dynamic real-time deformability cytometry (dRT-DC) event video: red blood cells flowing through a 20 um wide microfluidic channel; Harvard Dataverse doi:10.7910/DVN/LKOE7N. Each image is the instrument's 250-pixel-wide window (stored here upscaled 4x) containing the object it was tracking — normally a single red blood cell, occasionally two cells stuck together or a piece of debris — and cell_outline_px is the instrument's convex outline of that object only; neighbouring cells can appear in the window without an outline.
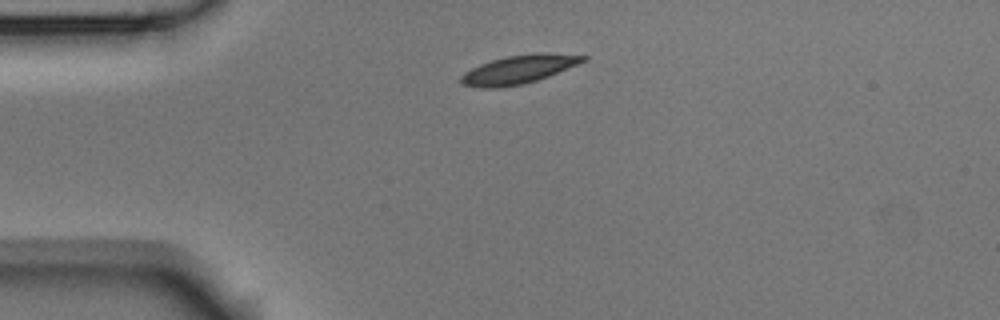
{"species": "Egyptian fruit bat (a non-hibernating species)", "species_latin": "Rousettus aegyptiacus", "temperature_condition": "room temperature", "stored_images_in_passage": 6, "camera_frame_rate_fps": 3000, "um_per_image_px": 0.085, "animal": {"sex": "male"}, "frame": {"image": 1, "passage_image": 1, "time_ms": 0.0, "image_size_px": [1000, 320], "cell_outline_px": [[588, 60], [548, 76], [524, 84], [496, 88], [484, 88], [464, 84], [460, 80], [460, 76], [464, 72], [480, 64], [504, 56], [532, 52], [548, 52], [588, 56]], "centroid_in_image_um": [44.12, 5.87], "position_along_channel_um": 40.9, "area_um2": 20.4}}
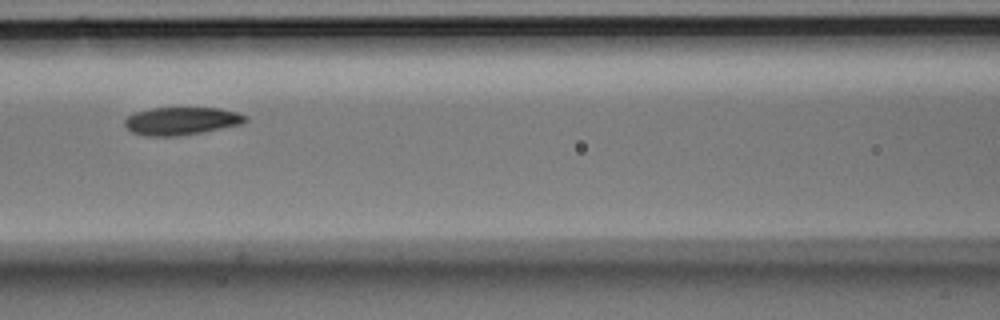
{"frame": {"image": 2, "passage_image": 4, "time_ms": 1.0, "image_size_px": [1000, 320], "cell_outline_px": [[248, 120], [244, 124], [204, 132], [176, 136], [148, 136], [132, 132], [124, 124], [124, 120], [128, 116], [136, 112], [152, 108], [220, 108], [236, 112], [248, 116]], "centroid_in_image_um": [15.47, 10.28], "position_along_channel_um": 151.1, "area_um2": 19.65}}
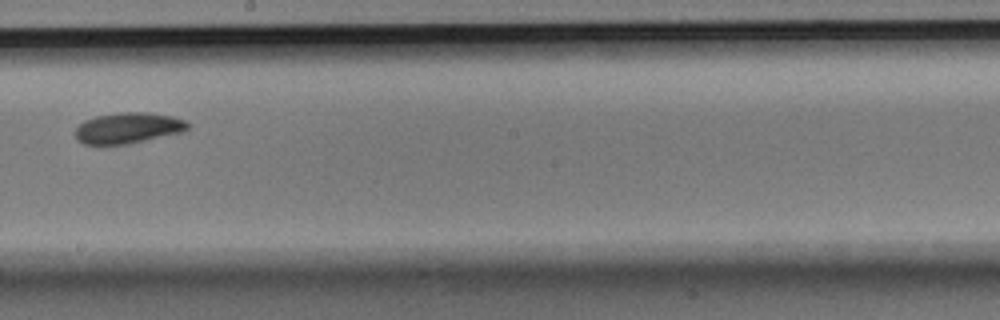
{"frame": {"image": 3, "passage_image": 6, "time_ms": 1.667, "image_size_px": [1000, 320], "cell_outline_px": [[188, 128], [184, 132], [128, 144], [84, 144], [76, 140], [76, 128], [84, 120], [96, 116], [120, 112], [148, 112], [172, 116], [184, 120], [188, 124]], "centroid_in_image_um": [10.89, 10.88], "position_along_channel_um": 237.3, "area_um2": 20.23}}